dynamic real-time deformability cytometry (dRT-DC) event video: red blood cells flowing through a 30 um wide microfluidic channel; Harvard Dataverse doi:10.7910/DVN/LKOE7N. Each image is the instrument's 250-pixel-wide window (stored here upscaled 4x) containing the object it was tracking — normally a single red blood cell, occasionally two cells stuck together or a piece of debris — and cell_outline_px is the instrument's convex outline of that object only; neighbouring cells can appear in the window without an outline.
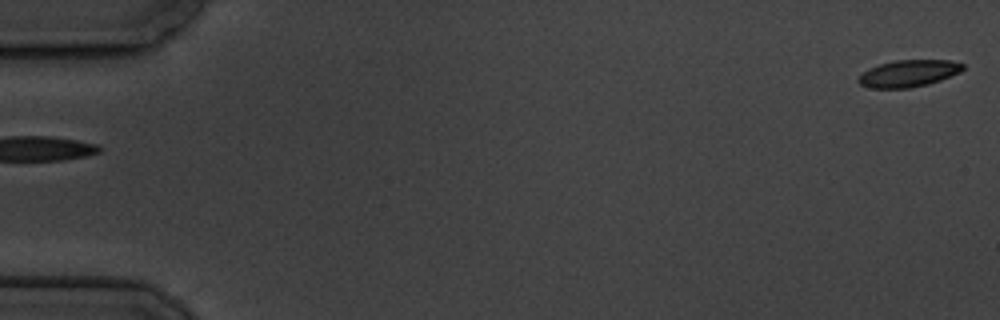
{"species": "common noctule bat (a hibernating species)", "species_latin": "Nyctalus noctula", "temperature_condition": "cold", "stored_images_in_passage": 5, "segment_of_instrument_passage": [2, 2], "camera_frame_rate_fps": 3000, "um_per_image_px": 0.085, "animal": {"sex": "male", "body_mass_g": 19.5, "forearm_length_mm": 54.6}, "frame": {"image": 1, "passage_image": 5, "time_ms": 5.667, "image_size_px": [1000, 320], "cell_outline_px": [[964, 68], [960, 72], [940, 80], [928, 84], [908, 88], [872, 88], [860, 84], [856, 80], [868, 68], [880, 64], [896, 60], [948, 60], [964, 64]], "centroid_in_image_um": [77.22, 6.24], "position_along_channel_um": 7.8, "area_um2": 16.24}}